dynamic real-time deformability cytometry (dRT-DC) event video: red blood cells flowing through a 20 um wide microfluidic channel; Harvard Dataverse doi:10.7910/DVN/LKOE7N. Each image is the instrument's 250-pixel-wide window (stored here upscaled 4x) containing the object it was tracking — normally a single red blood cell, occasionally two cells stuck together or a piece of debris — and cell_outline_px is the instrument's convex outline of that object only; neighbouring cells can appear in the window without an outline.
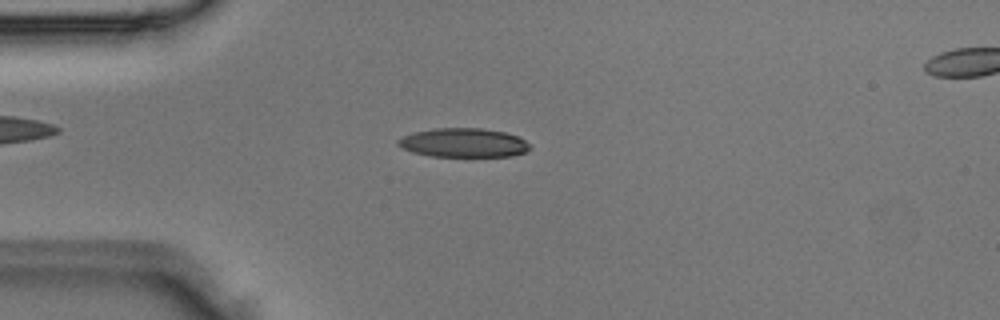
{"species": "Egyptian fruit bat (a non-hibernating species)", "species_latin": "Rousettus aegyptiacus", "temperature_condition": "room temperature", "stored_images_in_passage": 2, "segment_of_instrument_passage": [1, 2], "camera_frame_rate_fps": 3000, "um_per_image_px": 0.085, "animal": {"sex": "male"}, "frame": {"image": 1, "passage_image": 1, "time_ms": 0.0, "image_size_px": [1000, 320], "cell_outline_px": [[532, 148], [524, 152], [512, 156], [432, 156], [412, 152], [400, 148], [396, 144], [396, 140], [400, 136], [432, 128], [480, 128], [504, 132], [516, 136], [524, 140]], "centroid_in_image_um": [39.33, 12.13], "position_along_channel_um": 45.7, "area_um2": 22.31}}